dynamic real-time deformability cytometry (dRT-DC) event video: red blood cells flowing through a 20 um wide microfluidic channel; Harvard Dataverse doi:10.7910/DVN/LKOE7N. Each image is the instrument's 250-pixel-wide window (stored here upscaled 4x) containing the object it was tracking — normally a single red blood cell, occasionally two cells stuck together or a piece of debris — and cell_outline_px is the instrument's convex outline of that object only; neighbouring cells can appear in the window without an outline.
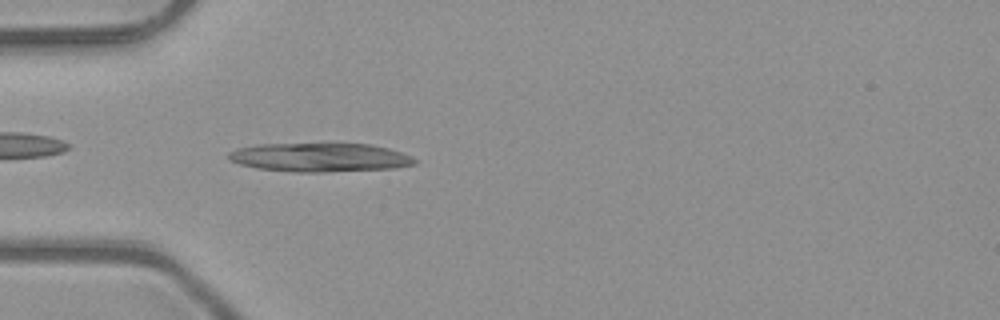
{"species": "common noctule bat (a hibernating species)", "species_latin": "Nyctalus noctula", "temperature_condition": "room temperature", "stored_images_in_passage": 4, "camera_frame_rate_fps": 3000, "um_per_image_px": 0.085, "animal": {"sex": "male", "body_mass_g": 23.1, "forearm_length_mm": 52.7}, "frame": {"image": 1, "passage_image": 4, "time_ms": 1.0, "image_size_px": [1000, 320], "cell_outline_px": [[416, 164], [392, 168], [324, 172], [296, 172], [256, 168], [240, 164], [228, 160], [228, 152], [240, 148], [260, 144], [372, 144], [388, 148], [412, 156], [416, 160]], "centroid_in_image_um": [27.18, 13.38], "position_along_channel_um": 57.8, "area_um2": 31.04}}